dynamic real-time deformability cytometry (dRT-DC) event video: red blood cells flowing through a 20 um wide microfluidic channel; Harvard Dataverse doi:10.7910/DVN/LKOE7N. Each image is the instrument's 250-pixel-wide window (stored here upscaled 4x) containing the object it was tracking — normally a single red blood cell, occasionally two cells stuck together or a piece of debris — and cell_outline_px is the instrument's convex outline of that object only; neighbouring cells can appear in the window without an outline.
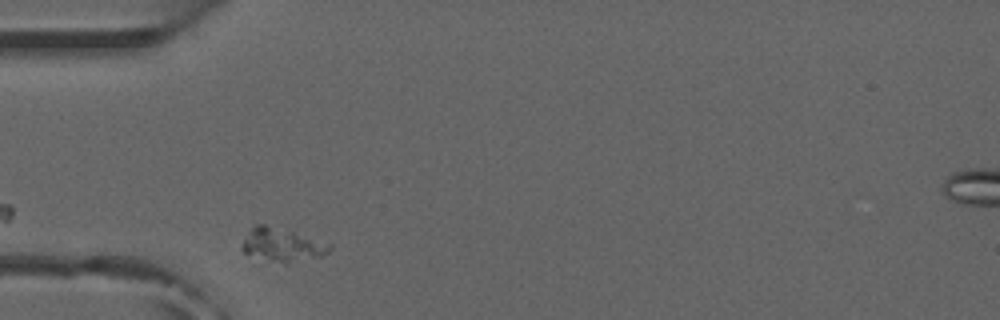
{"species": "common noctule bat (a hibernating species)", "species_latin": "Nyctalus noctula", "temperature_condition": "room temperature", "stored_images_in_passage": 18, "camera_frame_rate_fps": 3000, "um_per_image_px": 0.085, "animal": {"sex": "male", "forearm_length_mm": 52.5}, "frame": {"image": 1, "passage_image": 1, "time_ms": 0.0, "image_size_px": [1000, 320], "cell_outline_px": [[332, 248], [324, 256], [288, 264], [284, 264], [244, 252], [240, 248], [244, 240], [252, 228], [256, 224], [264, 224], [292, 232], [332, 244]], "centroid_in_image_um": [24.04, 20.84], "position_along_channel_um": 61.0, "area_um2": 16.65}}